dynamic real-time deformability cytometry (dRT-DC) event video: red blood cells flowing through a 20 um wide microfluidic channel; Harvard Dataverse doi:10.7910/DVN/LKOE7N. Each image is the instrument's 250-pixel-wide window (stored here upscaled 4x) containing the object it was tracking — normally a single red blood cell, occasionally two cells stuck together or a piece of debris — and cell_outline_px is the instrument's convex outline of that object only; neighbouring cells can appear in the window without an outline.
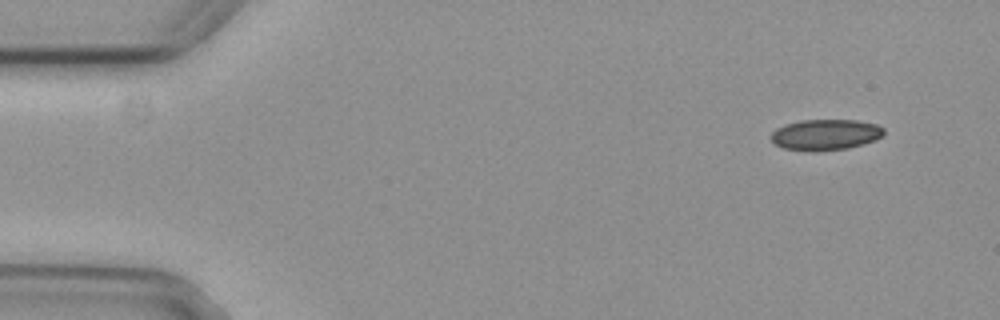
{"species": "common noctule bat (a hibernating species)", "species_latin": "Nyctalus noctula", "temperature_condition": "cold", "stored_images_in_passage": 4, "camera_frame_rate_fps": 3000, "um_per_image_px": 0.085, "animal": {"sex": "female", "body_mass_g": 29.2, "forearm_length_mm": 56.3}, "frame": {"image": 1, "passage_image": 1, "time_ms": 0.0, "image_size_px": [1000, 320], "cell_outline_px": [[884, 136], [876, 140], [864, 144], [848, 148], [816, 152], [812, 152], [784, 148], [776, 144], [772, 140], [772, 132], [776, 128], [784, 124], [800, 120], [856, 120], [876, 124], [884, 128]], "centroid_in_image_um": [70.19, 11.45], "position_along_channel_um": 14.8, "area_um2": 20.52}}
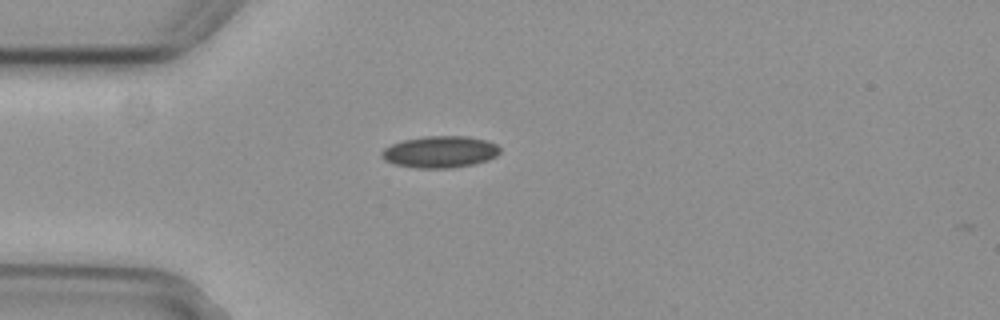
{"frame": {"image": 2, "passage_image": 4, "time_ms": 1.0, "image_size_px": [1000, 320], "cell_outline_px": [[500, 152], [496, 156], [488, 160], [472, 164], [448, 168], [416, 168], [396, 164], [384, 160], [380, 156], [380, 152], [384, 148], [392, 144], [404, 140], [424, 136], [468, 136], [488, 140], [496, 144], [500, 148]], "centroid_in_image_um": [37.4, 12.9], "position_along_channel_um": 47.6, "area_um2": 21.91}}